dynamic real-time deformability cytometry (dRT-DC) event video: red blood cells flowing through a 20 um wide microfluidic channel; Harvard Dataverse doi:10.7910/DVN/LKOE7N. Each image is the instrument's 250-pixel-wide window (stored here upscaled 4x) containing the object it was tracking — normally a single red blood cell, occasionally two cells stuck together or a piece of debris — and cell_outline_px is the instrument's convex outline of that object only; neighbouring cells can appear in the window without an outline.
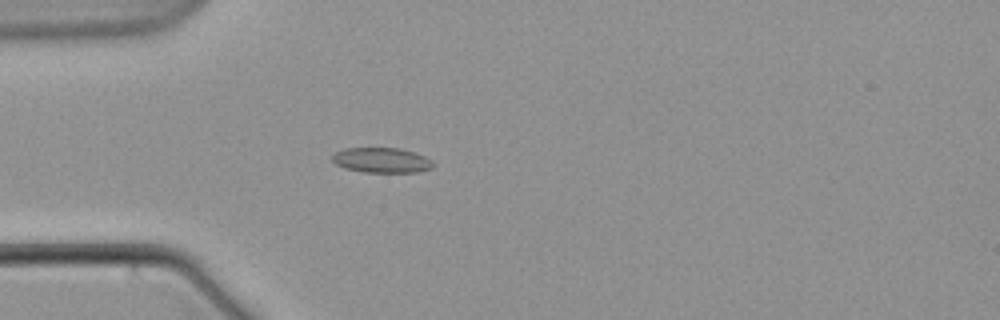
{"species": "common noctule bat (a hibernating species)", "species_latin": "Nyctalus noctula", "temperature_condition": "warm", "stored_images_in_passage": 6, "camera_frame_rate_fps": 3000, "um_per_image_px": 0.085, "animal": {"sex": "male", "body_mass_g": 21.5, "forearm_length_mm": 52.0}, "frame": {"image": 1, "passage_image": 6, "time_ms": 6.333, "image_size_px": [1000, 320], "cell_outline_px": [[436, 164], [432, 168], [416, 172], [364, 172], [344, 168], [336, 164], [332, 160], [332, 156], [336, 152], [344, 148], [400, 148], [416, 152], [432, 160]], "centroid_in_image_um": [32.47, 13.61], "position_along_channel_um": 52.5, "area_um2": 14.85}}